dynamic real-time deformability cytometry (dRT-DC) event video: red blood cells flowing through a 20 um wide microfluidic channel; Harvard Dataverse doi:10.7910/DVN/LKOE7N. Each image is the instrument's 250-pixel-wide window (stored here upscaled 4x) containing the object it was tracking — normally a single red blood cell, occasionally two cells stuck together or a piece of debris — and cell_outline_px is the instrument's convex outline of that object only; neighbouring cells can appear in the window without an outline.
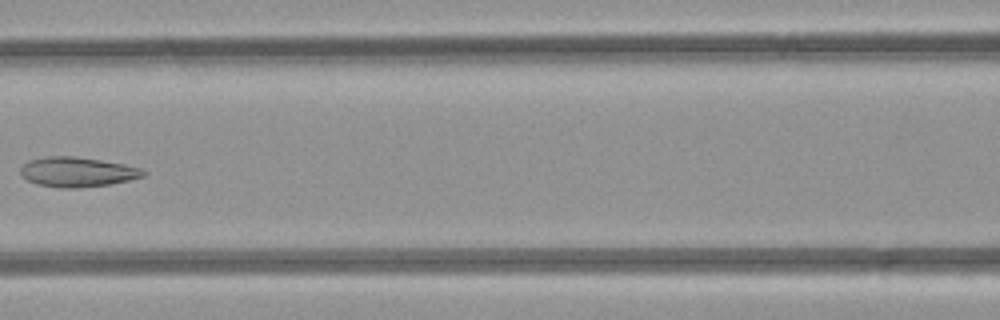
{"species": "common noctule bat (a hibernating species)", "species_latin": "Nyctalus noctula", "temperature_condition": "room temperature", "stored_images_in_passage": 6, "camera_frame_rate_fps": 3000, "um_per_image_px": 0.085, "animal": {"sex": "female", "body_mass_g": 21.9}, "frame": {"image": 1, "passage_image": 6, "time_ms": 6.667, "image_size_px": [1000, 320], "cell_outline_px": [[148, 172], [144, 176], [112, 184], [76, 188], [60, 188], [36, 184], [28, 180], [20, 172], [20, 168], [28, 160], [44, 156], [72, 156], [100, 160], [124, 164], [140, 168]], "centroid_in_image_um": [6.57, 14.62], "position_along_channel_um": 160.0, "area_um2": 21.33}}